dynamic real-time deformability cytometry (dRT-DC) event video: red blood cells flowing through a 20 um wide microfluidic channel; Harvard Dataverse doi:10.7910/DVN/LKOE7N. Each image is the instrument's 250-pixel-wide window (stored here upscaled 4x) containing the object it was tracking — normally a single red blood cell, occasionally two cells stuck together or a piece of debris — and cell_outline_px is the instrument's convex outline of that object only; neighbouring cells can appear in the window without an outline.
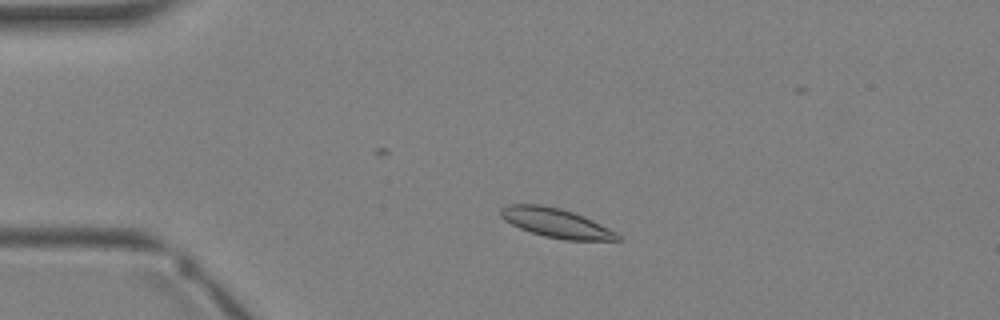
{"species": "Egyptian fruit bat (a non-hibernating species)", "species_latin": "Rousettus aegyptiacus", "temperature_condition": "warm", "stored_images_in_passage": 4, "camera_frame_rate_fps": 3000, "um_per_image_px": 0.085, "animal": {"sex": "female"}, "frame": {"image": 1, "passage_image": 4, "time_ms": 4.667, "image_size_px": [1000, 320], "cell_outline_px": [[620, 240], [564, 240], [544, 236], [520, 228], [504, 220], [500, 216], [500, 208], [508, 204], [540, 204], [560, 208], [584, 216], [616, 232], [620, 236]], "centroid_in_image_um": [47.24, 18.94], "position_along_channel_um": 37.8, "area_um2": 19.77}}